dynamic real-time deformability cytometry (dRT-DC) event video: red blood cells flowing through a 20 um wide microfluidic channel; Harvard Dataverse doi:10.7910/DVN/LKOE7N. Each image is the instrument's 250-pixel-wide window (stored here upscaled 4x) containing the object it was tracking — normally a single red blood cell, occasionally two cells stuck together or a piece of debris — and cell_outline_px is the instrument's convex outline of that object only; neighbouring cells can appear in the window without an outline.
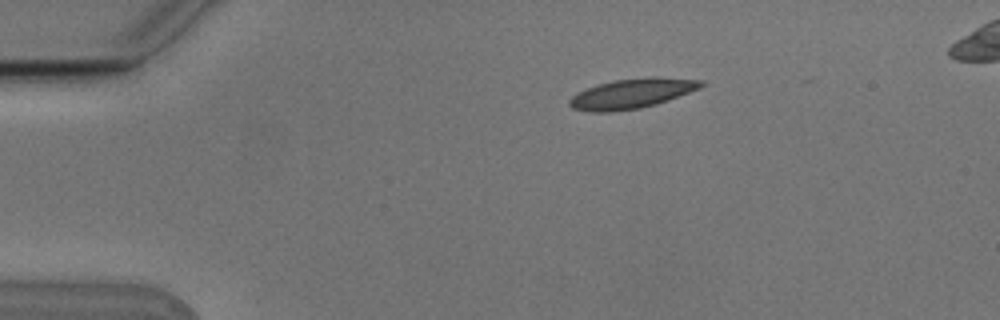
{"species": "Egyptian fruit bat (a non-hibernating species)", "species_latin": "Rousettus aegyptiacus", "temperature_condition": "cold", "stored_images_in_passage": 9, "camera_frame_rate_fps": 3000, "um_per_image_px": 0.085, "animal": {"sex": "male"}, "frame": {"image": 1, "passage_image": 3, "time_ms": 0.667, "image_size_px": [1000, 320], "cell_outline_px": [[704, 84], [700, 88], [668, 100], [656, 104], [640, 108], [612, 112], [588, 112], [572, 108], [568, 104], [568, 100], [572, 96], [588, 88], [600, 84], [616, 80], [656, 76], [704, 80]], "centroid_in_image_um": [53.72, 7.96], "position_along_channel_um": 31.3, "area_um2": 22.77}}
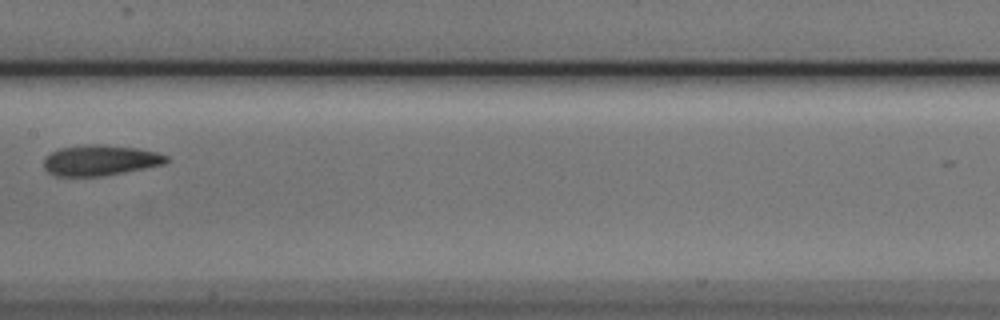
{"frame": {"image": 2, "passage_image": 8, "time_ms": 2.333, "image_size_px": [1000, 320], "cell_outline_px": [[168, 160], [164, 164], [104, 176], [56, 176], [48, 172], [44, 168], [44, 156], [60, 148], [88, 144], [104, 144], [136, 148], [156, 152], [168, 156]], "centroid_in_image_um": [8.49, 13.62], "position_along_channel_um": 198.9, "area_um2": 21.85}}
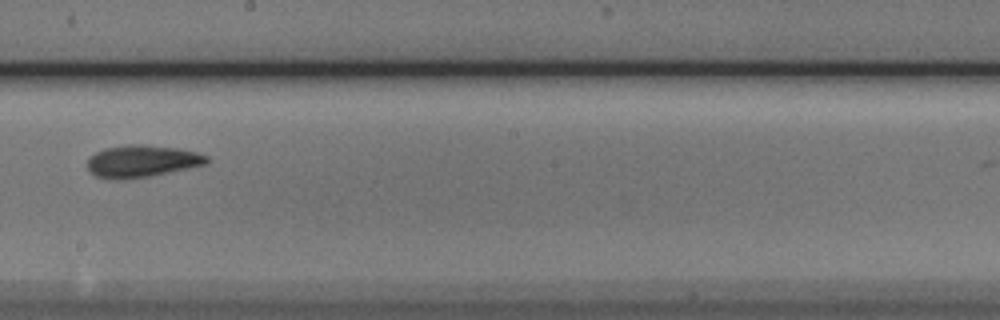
{"frame": {"image": 3, "passage_image": 9, "time_ms": 2.667, "image_size_px": [1000, 320], "cell_outline_px": [[208, 164], [148, 176], [124, 180], [116, 180], [96, 176], [88, 168], [88, 160], [96, 152], [104, 148], [128, 144], [140, 144], [180, 148], [196, 152], [208, 156]], "centroid_in_image_um": [12.08, 13.69], "position_along_channel_um": 236.1, "area_um2": 22.25}}